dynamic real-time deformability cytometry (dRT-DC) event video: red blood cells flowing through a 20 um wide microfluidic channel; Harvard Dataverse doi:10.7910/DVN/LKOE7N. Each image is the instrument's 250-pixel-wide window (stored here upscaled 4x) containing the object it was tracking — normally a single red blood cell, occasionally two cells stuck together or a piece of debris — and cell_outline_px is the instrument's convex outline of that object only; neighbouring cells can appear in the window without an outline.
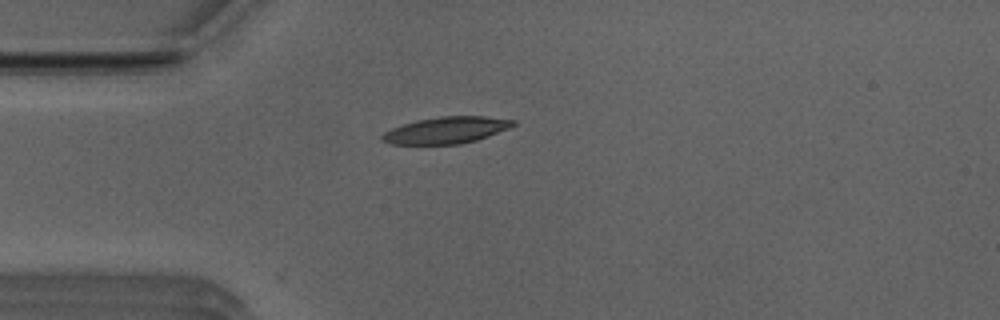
{"species": "Egyptian fruit bat (a non-hibernating species)", "species_latin": "Rousettus aegyptiacus", "temperature_condition": "room temperature", "stored_images_in_passage": 39, "camera_frame_rate_fps": 3000, "um_per_image_px": 0.085, "animal": {"sex": "male"}, "frame": {"image": 1, "passage_image": 1, "time_ms": 0.0, "image_size_px": [1000, 320], "cell_outline_px": [[516, 124], [508, 128], [488, 136], [476, 140], [460, 144], [388, 144], [380, 140], [380, 136], [384, 132], [392, 128], [416, 120], [440, 116], [484, 116], [516, 120]], "centroid_in_image_um": [37.9, 11.06], "position_along_channel_um": 47.1, "area_um2": 20.35}}
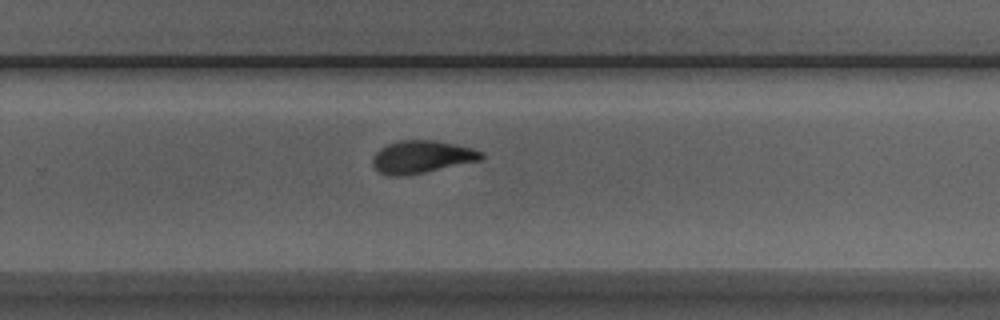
{"frame": {"image": 2, "passage_image": 21, "time_ms": 6.667, "image_size_px": [1000, 320], "cell_outline_px": [[484, 156], [480, 160], [424, 172], [400, 176], [388, 176], [380, 172], [372, 164], [372, 156], [380, 148], [388, 144], [400, 140], [436, 140], [456, 144], [472, 148], [484, 152]], "centroid_in_image_um": [35.84, 13.32], "position_along_channel_um": 294.0, "area_um2": 20.58}}
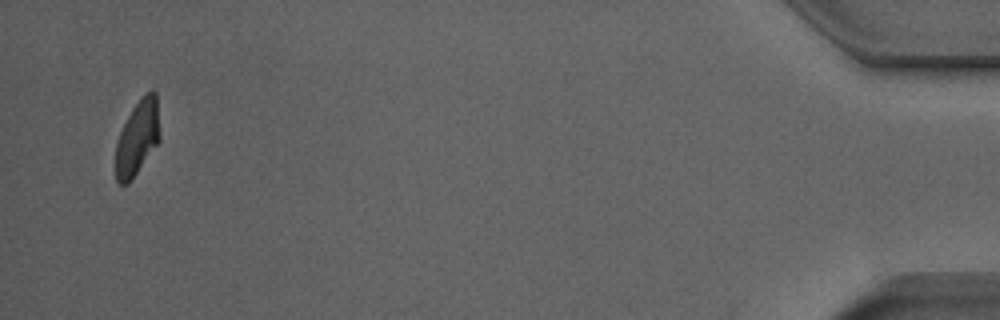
{"frame": {"image": 3, "passage_image": 38, "time_ms": 12.333, "image_size_px": [1000, 320], "cell_outline_px": [[160, 140], [128, 184], [120, 184], [116, 180], [116, 144], [120, 132], [132, 108], [144, 92], [152, 88], [156, 92], [160, 136]], "centroid_in_image_um": [11.69, 11.66], "position_along_channel_um": 423.5, "area_um2": 19.19}, "authors_computed_cell_mechanics": {"area_um2": 20.5768, "velocity_mm_per_s": 3.8978, "shape_relaxation_time_tau1_ms": 4.4214, "shape_relaxation_time_tau2_ms": 2.5922, "deformation_change_tau1": 0.1881, "deformation_change_tau2": 0.1002}}